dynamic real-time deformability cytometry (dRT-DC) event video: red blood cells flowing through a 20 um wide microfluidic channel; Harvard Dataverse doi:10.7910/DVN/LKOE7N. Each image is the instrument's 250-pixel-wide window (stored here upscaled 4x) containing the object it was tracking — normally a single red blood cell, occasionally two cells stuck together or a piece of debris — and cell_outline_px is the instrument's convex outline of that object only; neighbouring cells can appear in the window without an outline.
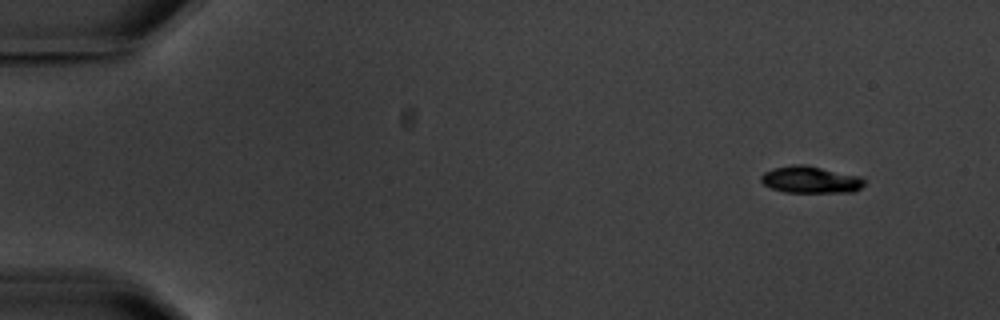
{"species": "common noctule bat (a hibernating species)", "species_latin": "Nyctalus noctula", "temperature_condition": "warm", "stored_images_in_passage": 4, "camera_frame_rate_fps": 3000, "um_per_image_px": 0.085, "animal": {"sex": "male", "body_mass_g": 20.1, "forearm_length_mm": 53.5}, "frame": {"image": 1, "passage_image": 1, "time_ms": 0.0, "image_size_px": [1000, 320], "cell_outline_px": [[864, 184], [860, 188], [852, 192], [784, 192], [772, 188], [764, 184], [760, 180], [760, 176], [764, 172], [776, 168], [792, 164], [804, 164], [860, 176], [864, 180]], "centroid_in_image_um": [68.89, 15.27], "position_along_channel_um": 16.1, "area_um2": 16.07}}
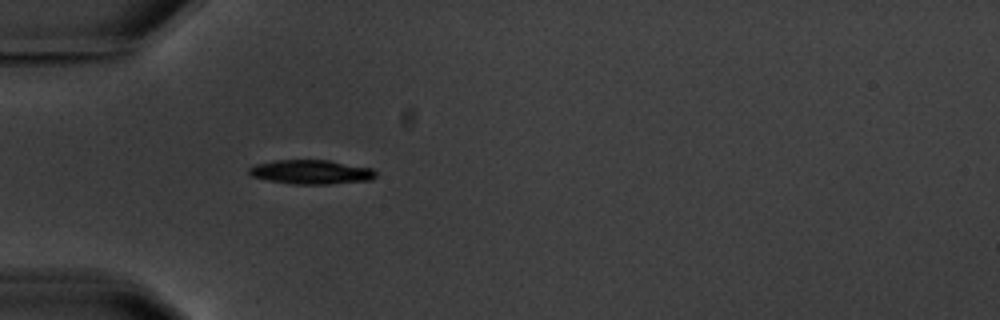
{"frame": {"image": 2, "passage_image": 4, "time_ms": 4.333, "image_size_px": [1000, 320], "cell_outline_px": [[376, 176], [372, 180], [328, 184], [292, 184], [268, 180], [252, 176], [248, 172], [248, 168], [256, 164], [276, 160], [328, 160], [372, 168], [376, 172]], "centroid_in_image_um": [26.46, 14.62], "position_along_channel_um": 58.5, "area_um2": 17.86}}